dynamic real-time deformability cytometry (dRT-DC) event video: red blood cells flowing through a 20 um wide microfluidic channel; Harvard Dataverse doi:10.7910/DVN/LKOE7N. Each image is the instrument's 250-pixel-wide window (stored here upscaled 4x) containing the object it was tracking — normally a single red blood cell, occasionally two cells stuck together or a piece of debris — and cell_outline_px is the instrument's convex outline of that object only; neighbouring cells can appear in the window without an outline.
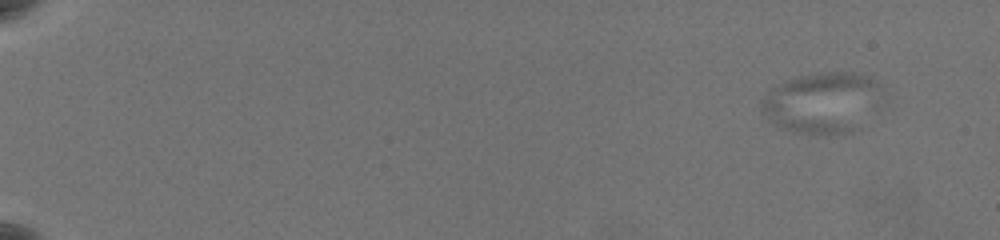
{"species": "common noctule bat (a hibernating species)", "species_latin": "Nyctalus noctula", "temperature_condition": "warm", "stored_images_in_passage": 2, "camera_frame_rate_fps": 3000, "um_per_image_px": 0.085, "animal": {"sex": "female", "body_mass_g": 19.5, "forearm_length_mm": 54.1}, "frame": {"image": 1, "passage_image": 1, "time_ms": 0.0, "image_size_px": [1000, 240], "cell_outline_px": [[868, 80], [852, 136], [828, 136], [804, 132], [788, 128], [764, 112], [760, 108], [760, 104], [764, 100], [784, 84], [800, 76], [816, 72], [852, 72]], "centroid_in_image_um": [69.59, 8.77], "position_along_channel_um": 15.4, "area_um2": 36.76}}